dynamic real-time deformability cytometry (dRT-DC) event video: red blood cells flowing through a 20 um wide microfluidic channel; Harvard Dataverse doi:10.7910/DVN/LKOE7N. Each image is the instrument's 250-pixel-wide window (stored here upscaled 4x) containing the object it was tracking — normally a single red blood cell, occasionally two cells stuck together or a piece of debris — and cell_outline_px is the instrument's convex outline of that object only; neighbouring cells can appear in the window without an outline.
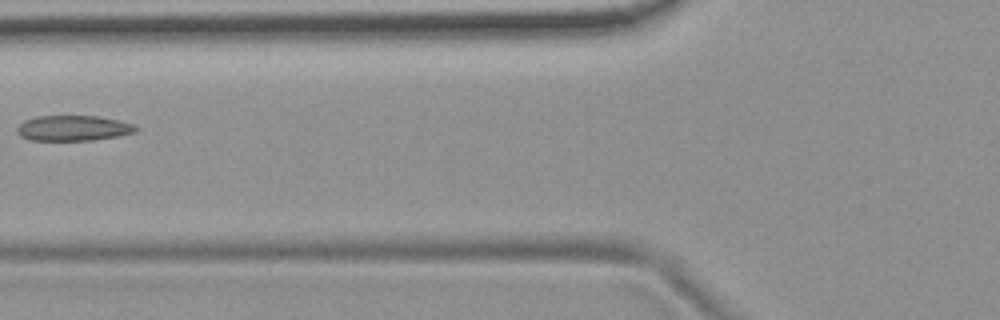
{"species": "common noctule bat (a hibernating species)", "species_latin": "Nyctalus noctula", "temperature_condition": "room temperature", "stored_images_in_passage": 6, "camera_frame_rate_fps": 3000, "um_per_image_px": 0.085, "animal": {"sex": "female", "body_mass_g": 19.9}, "frame": {"image": 1, "passage_image": 5, "time_ms": 4.667, "image_size_px": [1000, 320], "cell_outline_px": [[140, 128], [136, 132], [116, 136], [92, 140], [28, 140], [20, 136], [16, 132], [16, 128], [24, 120], [36, 116], [96, 116], [120, 120], [132, 124]], "centroid_in_image_um": [6.2, 10.89], "position_along_channel_um": 119.6, "area_um2": 17.63}}
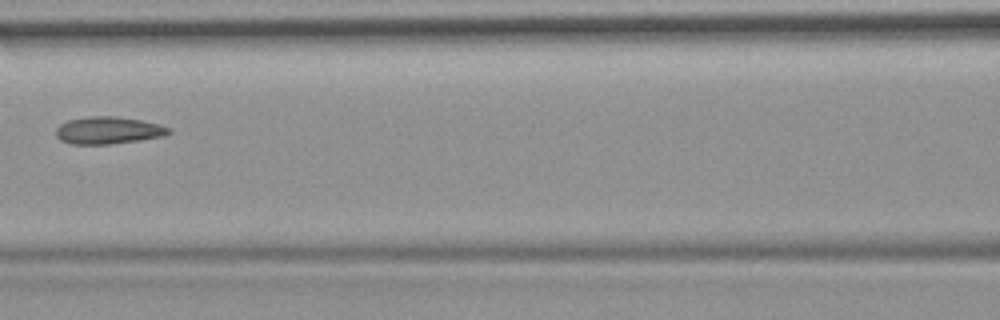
{"frame": {"image": 2, "passage_image": 6, "time_ms": 5.667, "image_size_px": [1000, 320], "cell_outline_px": [[172, 132], [164, 136], [140, 140], [108, 144], [72, 144], [60, 140], [56, 136], [56, 128], [60, 124], [68, 120], [88, 116], [116, 116], [140, 120], [160, 124], [172, 128]], "centroid_in_image_um": [9.22, 11.07], "position_along_channel_um": 157.4, "area_um2": 18.03}}